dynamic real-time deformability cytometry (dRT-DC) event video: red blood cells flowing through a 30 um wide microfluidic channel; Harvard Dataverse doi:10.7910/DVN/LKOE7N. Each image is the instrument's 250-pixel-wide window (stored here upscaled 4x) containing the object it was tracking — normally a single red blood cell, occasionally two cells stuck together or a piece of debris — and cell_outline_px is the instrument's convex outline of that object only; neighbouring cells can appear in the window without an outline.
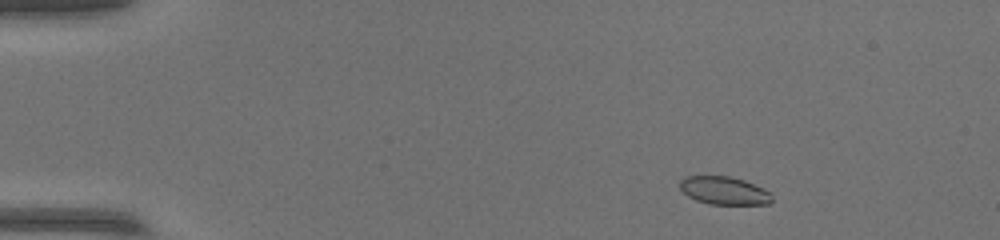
{"species": "common noctule bat (a hibernating species)", "species_latin": "Nyctalus noctula", "temperature_condition": "warm", "stored_images_in_passage": 50, "camera_frame_rate_fps": 3000, "um_per_image_px": 0.085, "animal": {"sex": "female", "body_mass_g": 17.0, "forearm_length_mm": 48.0}, "frame": {"image": 1, "passage_image": 4, "time_ms": 1.0, "image_size_px": [1000, 240], "cell_outline_px": [[772, 200], [768, 204], [708, 204], [696, 200], [688, 196], [680, 188], [680, 180], [684, 176], [728, 176], [744, 180], [768, 192], [772, 196]], "centroid_in_image_um": [61.5, 16.2], "position_along_channel_um": 23.5, "area_um2": 14.8}}
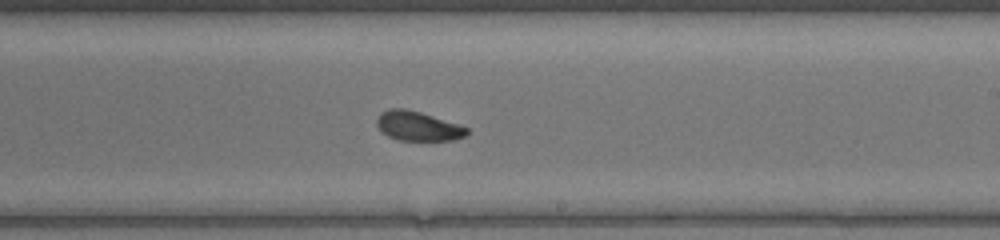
{"frame": {"image": 2, "passage_image": 29, "time_ms": 9.333, "image_size_px": [1000, 240], "cell_outline_px": [[468, 132], [464, 136], [452, 140], [400, 140], [388, 136], [376, 124], [376, 120], [380, 112], [388, 108], [404, 108], [420, 112], [460, 124], [468, 128]], "centroid_in_image_um": [35.51, 10.7], "position_along_channel_um": 253.5, "area_um2": 15.37}}
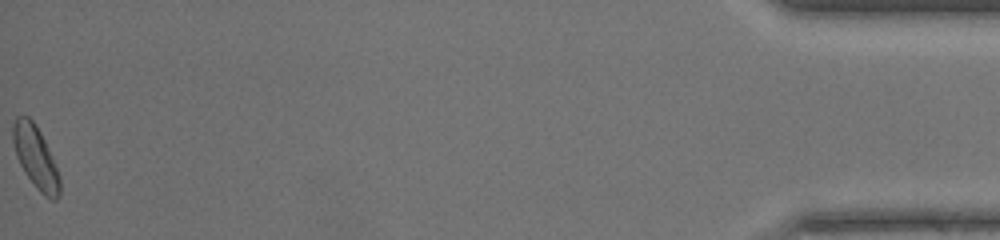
{"frame": {"image": 3, "passage_image": 50, "time_ms": 16.333, "image_size_px": [1000, 240], "cell_outline_px": [[60, 196], [56, 200], [52, 200], [44, 196], [36, 188], [24, 172], [16, 156], [12, 140], [12, 124], [16, 116], [28, 116], [36, 124], [44, 140], [56, 168], [60, 180]], "centroid_in_image_um": [3.0, 13.36], "position_along_channel_um": 432.2, "area_um2": 16.94}}